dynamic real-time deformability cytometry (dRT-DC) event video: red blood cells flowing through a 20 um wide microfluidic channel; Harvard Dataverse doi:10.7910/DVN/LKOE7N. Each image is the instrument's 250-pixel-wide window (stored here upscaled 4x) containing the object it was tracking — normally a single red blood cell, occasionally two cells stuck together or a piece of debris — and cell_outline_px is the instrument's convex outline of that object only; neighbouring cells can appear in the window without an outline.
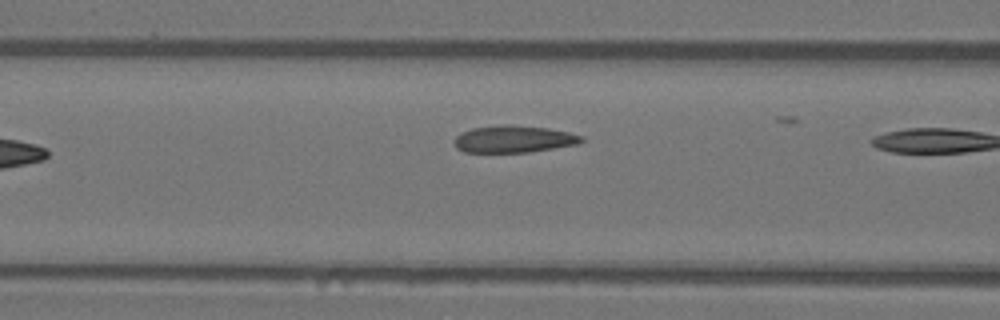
{"species": "Egyptian fruit bat (a non-hibernating species)", "species_latin": "Rousettus aegyptiacus", "temperature_condition": "warm", "stored_images_in_passage": 6, "camera_frame_rate_fps": 3000, "um_per_image_px": 0.085, "animal": {"sex": "female"}, "frame": {"image": 1, "passage_image": 5, "time_ms": 1.333, "image_size_px": [1000, 320], "cell_outline_px": [[584, 140], [576, 144], [528, 152], [464, 152], [456, 148], [456, 136], [460, 132], [472, 128], [500, 124], [508, 124], [548, 128], [568, 132], [584, 136]], "centroid_in_image_um": [43.65, 11.81], "position_along_channel_um": 122.9, "area_um2": 20.0}}